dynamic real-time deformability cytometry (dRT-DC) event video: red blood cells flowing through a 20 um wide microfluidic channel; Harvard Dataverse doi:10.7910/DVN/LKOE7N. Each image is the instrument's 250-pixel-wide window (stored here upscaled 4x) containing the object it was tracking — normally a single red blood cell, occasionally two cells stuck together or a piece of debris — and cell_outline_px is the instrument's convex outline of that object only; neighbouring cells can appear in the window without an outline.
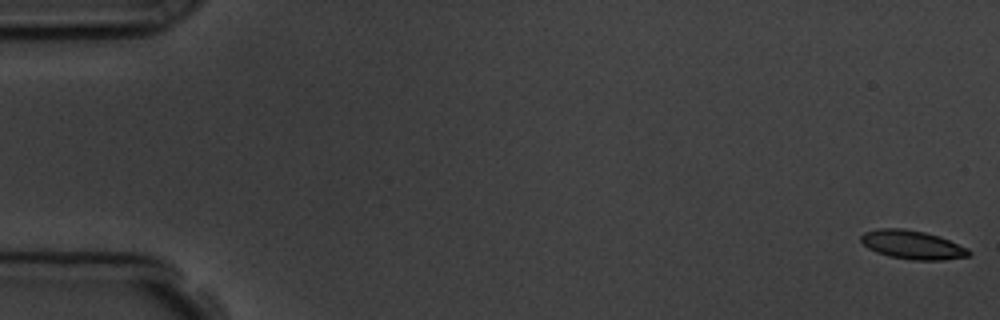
{"species": "common noctule bat (a hibernating species)", "species_latin": "Nyctalus noctula", "temperature_condition": "room temperature", "stored_images_in_passage": 17, "camera_frame_rate_fps": 3000, "um_per_image_px": 0.085, "animal": {"sex": "male", "body_mass_g": 19.5, "forearm_length_mm": 54.6}, "frame": {"image": 1, "passage_image": 1, "time_ms": 0.0, "image_size_px": [1000, 320], "cell_outline_px": [[972, 252], [968, 256], [944, 260], [912, 260], [888, 256], [876, 252], [868, 248], [860, 240], [860, 236], [864, 232], [880, 228], [904, 228], [924, 232], [940, 236], [968, 248]], "centroid_in_image_um": [77.55, 20.8], "position_along_channel_um": 7.4, "area_um2": 18.15}}
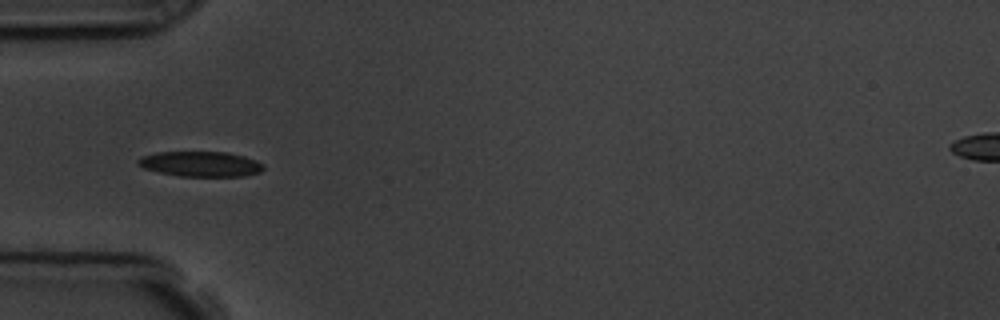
{"frame": {"image": 2, "passage_image": 6, "time_ms": 5.667, "image_size_px": [1000, 320], "cell_outline_px": [[264, 168], [260, 172], [244, 176], [180, 176], [160, 172], [144, 168], [136, 164], [136, 160], [140, 156], [156, 152], [228, 152], [244, 156], [256, 160], [264, 164]], "centroid_in_image_um": [17.04, 13.93], "position_along_channel_um": 68.0, "area_um2": 18.5}, "authors_computed_cell_mechanics": {"area_um2": 18.0336, "velocity_mm_per_s": 3.7269, "shape_relaxation_time_tau1_ms": 2.1111, "shape_relaxation_time_tau2_ms": null, "deformation_change_tau1": 0.1003, "deformation_change_tau2": null}}